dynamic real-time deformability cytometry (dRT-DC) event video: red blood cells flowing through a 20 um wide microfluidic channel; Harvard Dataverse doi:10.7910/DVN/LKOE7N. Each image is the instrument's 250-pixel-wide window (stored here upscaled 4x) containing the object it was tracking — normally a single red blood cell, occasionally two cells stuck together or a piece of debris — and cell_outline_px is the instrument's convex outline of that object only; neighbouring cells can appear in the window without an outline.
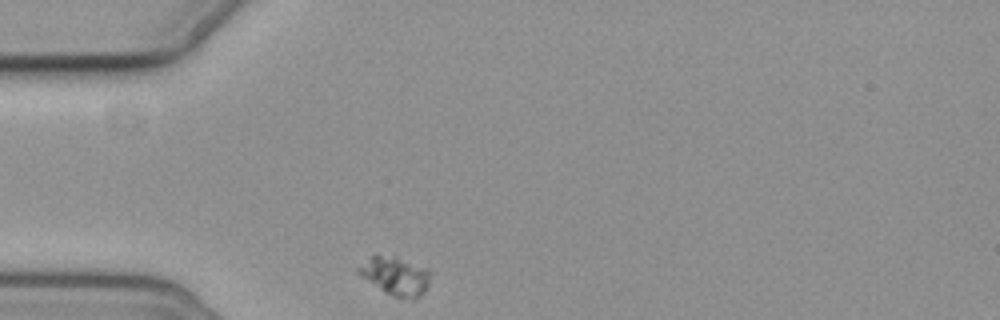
{"species": "common noctule bat (a hibernating species)", "species_latin": "Nyctalus noctula", "temperature_condition": "cold", "stored_images_in_passage": 1, "camera_frame_rate_fps": 3000, "um_per_image_px": 0.085, "animal": {"sex": "female", "body_mass_g": 19.3, "forearm_length_mm": 54.1}, "frame": {"image": 1, "passage_image": 1, "time_ms": 0.0, "image_size_px": [1000, 320], "cell_outline_px": [[432, 272], [428, 288], [420, 296], [392, 296], [384, 292], [360, 276], [356, 272], [356, 268], [376, 252], [396, 256], [428, 268]], "centroid_in_image_um": [33.6, 23.39], "position_along_channel_um": 51.4, "area_um2": 16.36}}